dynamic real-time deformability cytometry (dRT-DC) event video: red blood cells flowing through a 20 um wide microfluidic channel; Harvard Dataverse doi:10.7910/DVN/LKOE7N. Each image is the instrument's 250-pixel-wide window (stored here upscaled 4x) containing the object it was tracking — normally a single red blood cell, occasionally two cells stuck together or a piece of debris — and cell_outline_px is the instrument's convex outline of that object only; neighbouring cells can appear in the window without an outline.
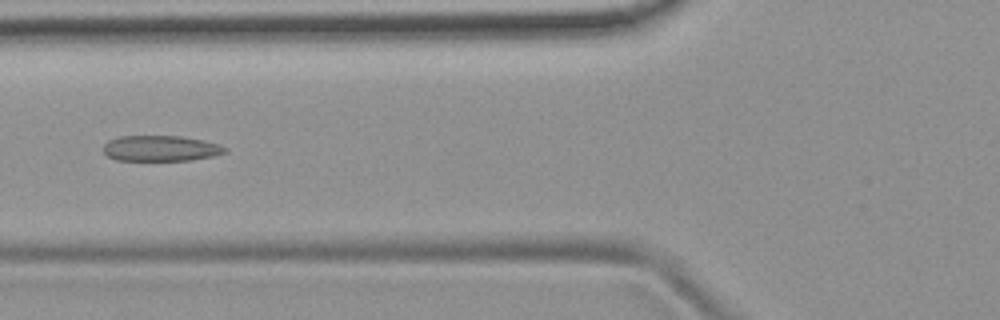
{"species": "common noctule bat (a hibernating species)", "species_latin": "Nyctalus noctula", "temperature_condition": "room temperature", "stored_images_in_passage": 6, "camera_frame_rate_fps": 3000, "um_per_image_px": 0.085, "animal": {"sex": "female", "body_mass_g": 19.9}, "frame": {"image": 1, "passage_image": 6, "time_ms": 5.667, "image_size_px": [1000, 320], "cell_outline_px": [[228, 152], [212, 156], [192, 160], [116, 160], [108, 156], [104, 152], [104, 144], [108, 140], [120, 136], [180, 136], [204, 140], [220, 144], [228, 148]], "centroid_in_image_um": [13.69, 12.6], "position_along_channel_um": 112.1, "area_um2": 18.26}}